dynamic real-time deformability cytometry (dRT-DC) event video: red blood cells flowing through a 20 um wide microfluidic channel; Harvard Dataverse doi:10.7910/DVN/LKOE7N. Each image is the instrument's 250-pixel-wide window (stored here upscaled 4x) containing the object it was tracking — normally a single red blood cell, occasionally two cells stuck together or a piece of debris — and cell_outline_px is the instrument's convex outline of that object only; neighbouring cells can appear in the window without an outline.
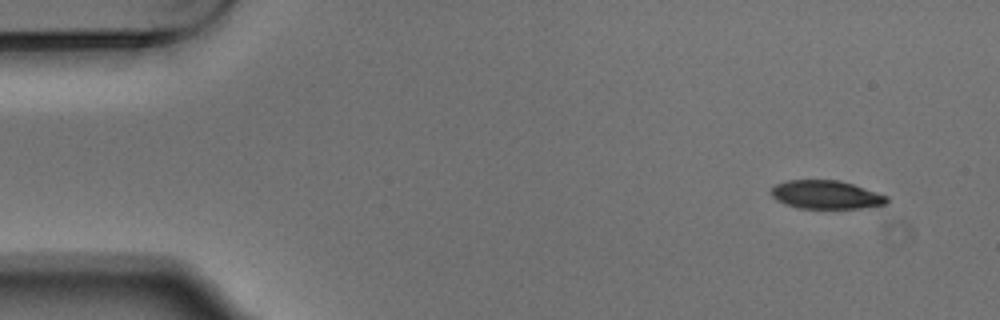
{"species": "Egyptian fruit bat (a non-hibernating species)", "species_latin": "Rousettus aegyptiacus", "temperature_condition": "warm", "stored_images_in_passage": 4, "camera_frame_rate_fps": 3000, "um_per_image_px": 0.085, "animal": {"sex": "male"}, "frame": {"image": 1, "passage_image": 1, "time_ms": 0.0, "image_size_px": [1000, 320], "cell_outline_px": [[888, 200], [884, 204], [860, 208], [800, 208], [784, 204], [776, 200], [768, 192], [776, 184], [788, 180], [840, 180], [888, 196]], "centroid_in_image_um": [70.16, 16.54], "position_along_channel_um": 14.8, "area_um2": 19.07}}
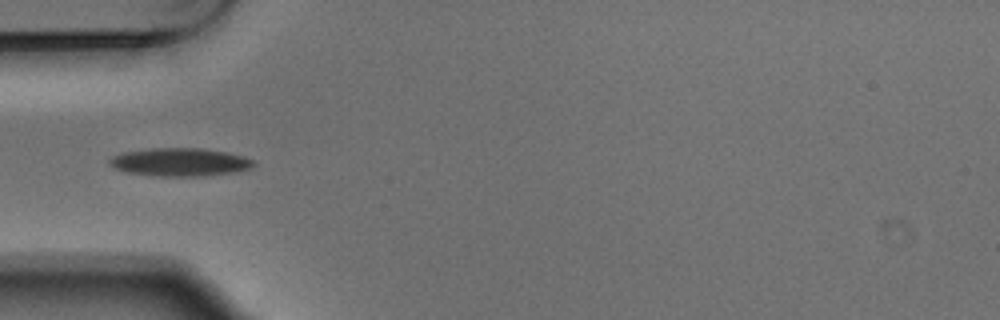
{"frame": {"image": 2, "passage_image": 4, "time_ms": 1.0, "image_size_px": [1000, 320], "cell_outline_px": [[256, 164], [252, 168], [236, 172], [204, 176], [152, 176], [128, 172], [116, 168], [108, 164], [108, 160], [112, 156], [124, 152], [152, 148], [200, 148], [224, 152], [244, 156], [252, 160]], "centroid_in_image_um": [15.3, 13.78], "position_along_channel_um": 69.7, "area_um2": 23.64}}